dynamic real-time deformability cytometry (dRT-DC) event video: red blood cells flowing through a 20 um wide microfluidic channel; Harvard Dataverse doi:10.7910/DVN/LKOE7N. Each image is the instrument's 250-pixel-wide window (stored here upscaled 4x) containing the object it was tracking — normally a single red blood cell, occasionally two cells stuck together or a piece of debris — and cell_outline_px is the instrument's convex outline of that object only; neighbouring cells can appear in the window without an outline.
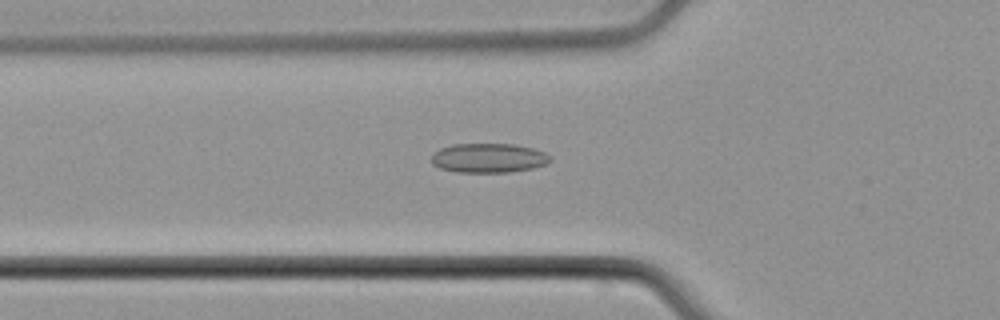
{"species": "common noctule bat (a hibernating species)", "species_latin": "Nyctalus noctula", "temperature_condition": "cold", "stored_images_in_passage": 39, "camera_frame_rate_fps": 3000, "um_per_image_px": 0.085, "animal": {"sex": "male", "body_mass_g": 21.5, "forearm_length_mm": 52.0}, "frame": {"image": 1, "passage_image": 7, "time_ms": 2.0, "image_size_px": [1000, 320], "cell_outline_px": [[552, 160], [544, 164], [532, 168], [508, 172], [456, 172], [440, 168], [432, 164], [432, 156], [440, 148], [452, 144], [516, 144], [532, 148], [544, 152], [552, 156]], "centroid_in_image_um": [41.54, 13.42], "position_along_channel_um": 84.3, "area_um2": 20.29}}
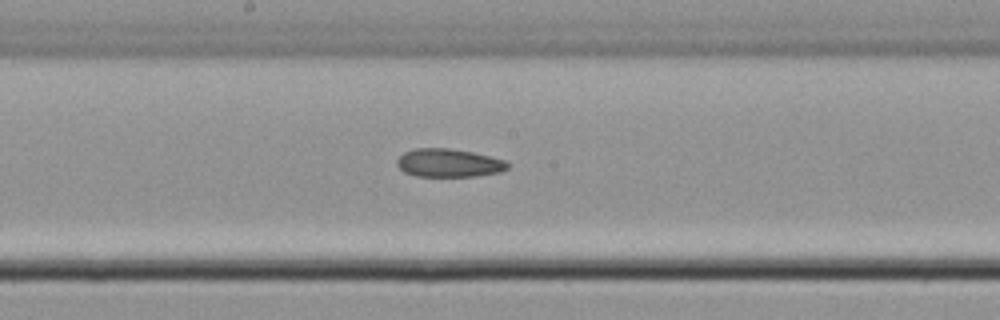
{"frame": {"image": 2, "passage_image": 16, "time_ms": 5.0, "image_size_px": [1000, 320], "cell_outline_px": [[508, 168], [500, 172], [476, 176], [416, 176], [404, 172], [396, 164], [396, 160], [404, 152], [412, 148], [448, 148], [472, 152], [504, 160], [508, 164]], "centroid_in_image_um": [38.1, 13.85], "position_along_channel_um": 210.1, "area_um2": 18.15}}
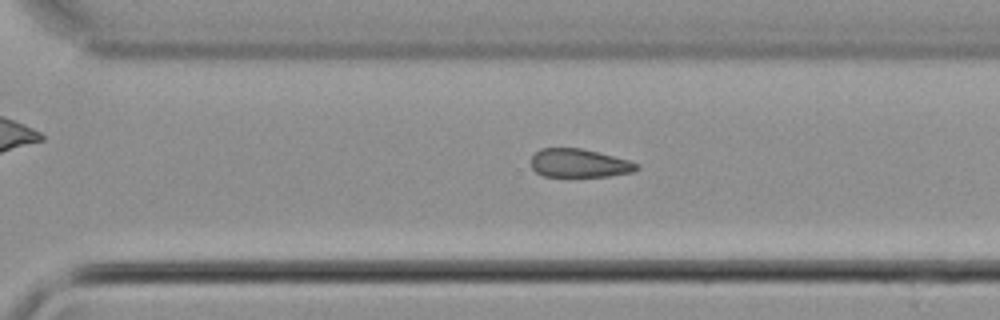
{"frame": {"image": 3, "passage_image": 24, "time_ms": 7.667, "image_size_px": [1000, 320], "cell_outline_px": [[640, 168], [632, 172], [608, 176], [544, 176], [536, 172], [532, 168], [532, 156], [540, 148], [580, 148], [628, 160], [636, 164]], "centroid_in_image_um": [49.2, 13.87], "position_along_channel_um": 321.4, "area_um2": 17.22}}